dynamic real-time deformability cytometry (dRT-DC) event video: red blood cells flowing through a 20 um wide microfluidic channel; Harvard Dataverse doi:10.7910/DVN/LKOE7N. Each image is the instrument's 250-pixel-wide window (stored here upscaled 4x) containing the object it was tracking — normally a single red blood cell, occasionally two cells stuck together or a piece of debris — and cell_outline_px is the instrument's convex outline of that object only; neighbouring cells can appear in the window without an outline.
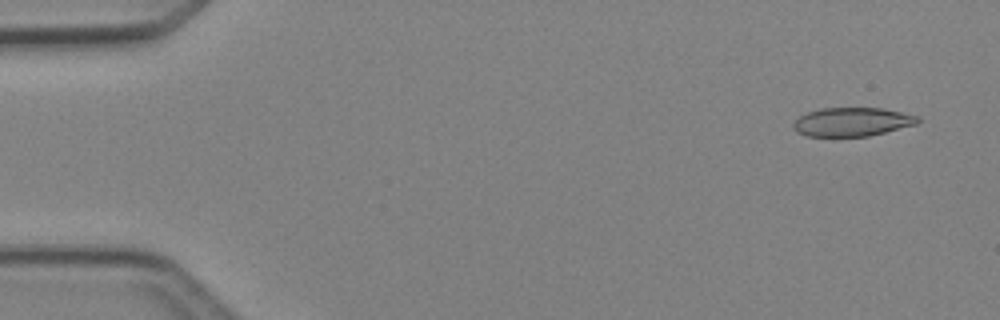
{"species": "Egyptian fruit bat (a non-hibernating species)", "species_latin": "Rousettus aegyptiacus", "temperature_condition": "cold", "stored_images_in_passage": 48, "camera_frame_rate_fps": 3000, "um_per_image_px": 0.085, "animal": {"sex": "female"}, "frame": {"image": 1, "passage_image": 3, "time_ms": 0.667, "image_size_px": [1000, 320], "cell_outline_px": [[920, 120], [916, 124], [868, 136], [808, 136], [796, 132], [792, 128], [792, 124], [800, 116], [808, 112], [820, 108], [880, 108], [920, 116]], "centroid_in_image_um": [72.4, 10.36], "position_along_channel_um": 12.6, "area_um2": 20.69}}
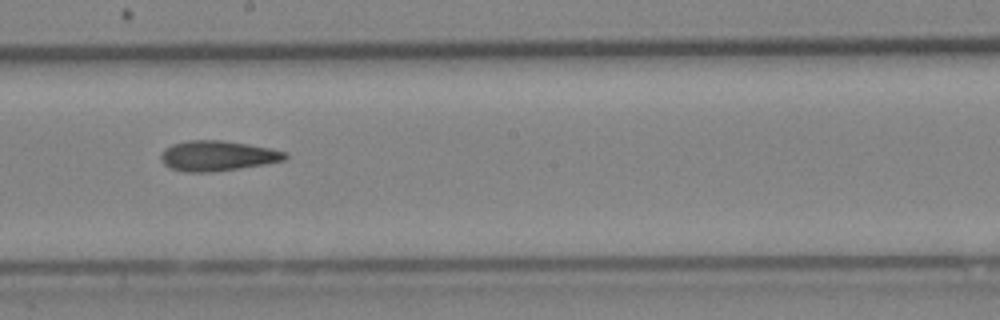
{"frame": {"image": 2, "passage_image": 27, "time_ms": 8.667, "image_size_px": [1000, 320], "cell_outline_px": [[288, 156], [284, 160], [264, 164], [240, 168], [212, 172], [184, 172], [168, 168], [164, 164], [160, 156], [160, 152], [164, 148], [172, 144], [188, 140], [220, 140], [248, 144], [288, 152]], "centroid_in_image_um": [18.44, 13.25], "position_along_channel_um": 229.8, "area_um2": 21.96}}
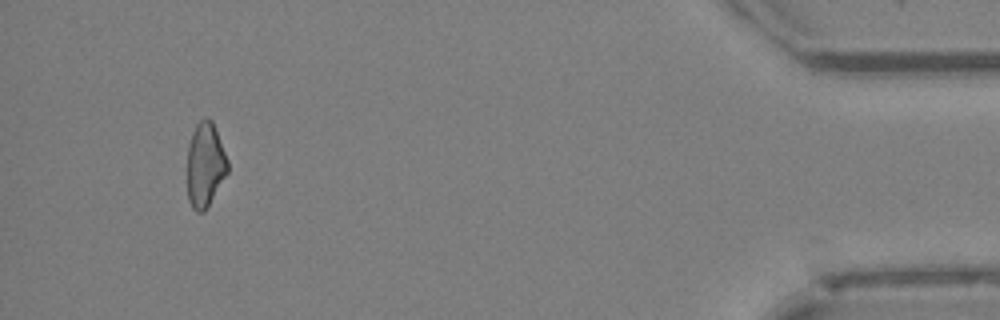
{"frame": {"image": 3, "passage_image": 45, "time_ms": 14.667, "image_size_px": [1000, 320], "cell_outline_px": [[228, 172], [204, 212], [196, 212], [192, 208], [188, 200], [188, 148], [192, 132], [196, 124], [204, 116], [212, 120], [228, 160]], "centroid_in_image_um": [17.44, 14.0], "position_along_channel_um": 417.8, "area_um2": 19.83}, "authors_computed_cell_mechanics": {"area_um2": 21.5594, "velocity_mm_per_s": 4.285, "shape_relaxation_time_tau1_ms": null, "shape_relaxation_time_tau2_ms": 7.2243, "deformation_change_tau1": null, "deformation_change_tau2": 0.2016}}